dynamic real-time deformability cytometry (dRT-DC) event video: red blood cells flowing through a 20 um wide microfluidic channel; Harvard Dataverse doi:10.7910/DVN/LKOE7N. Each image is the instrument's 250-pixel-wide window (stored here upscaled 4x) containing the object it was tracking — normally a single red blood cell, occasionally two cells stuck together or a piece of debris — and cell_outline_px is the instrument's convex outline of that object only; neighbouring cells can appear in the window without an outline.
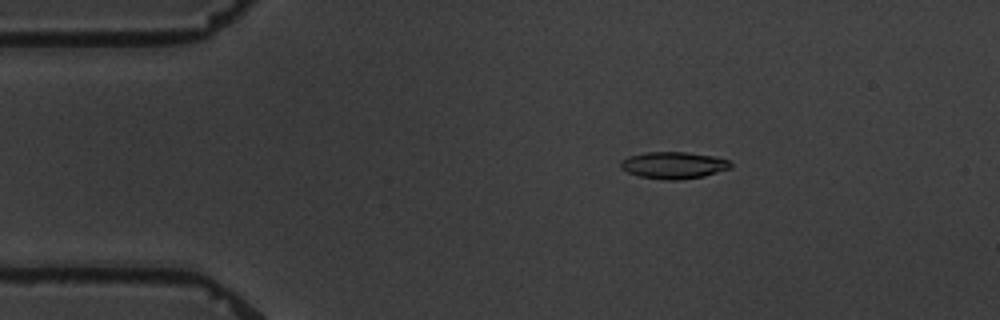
{"species": "common noctule bat (a hibernating species)", "species_latin": "Nyctalus noctula", "temperature_condition": "warm", "stored_images_in_passage": 5, "camera_frame_rate_fps": 3000, "um_per_image_px": 0.085, "animal": {"sex": "male", "body_mass_g": 19.5, "forearm_length_mm": 54.6}, "frame": {"image": 1, "passage_image": 3, "time_ms": 2.333, "image_size_px": [1000, 320], "cell_outline_px": [[732, 168], [704, 176], [680, 180], [664, 180], [640, 176], [628, 172], [620, 168], [620, 160], [628, 156], [644, 152], [688, 152], [712, 156], [728, 160], [732, 164]], "centroid_in_image_um": [57.24, 14.04], "position_along_channel_um": 27.8, "area_um2": 17.34}}